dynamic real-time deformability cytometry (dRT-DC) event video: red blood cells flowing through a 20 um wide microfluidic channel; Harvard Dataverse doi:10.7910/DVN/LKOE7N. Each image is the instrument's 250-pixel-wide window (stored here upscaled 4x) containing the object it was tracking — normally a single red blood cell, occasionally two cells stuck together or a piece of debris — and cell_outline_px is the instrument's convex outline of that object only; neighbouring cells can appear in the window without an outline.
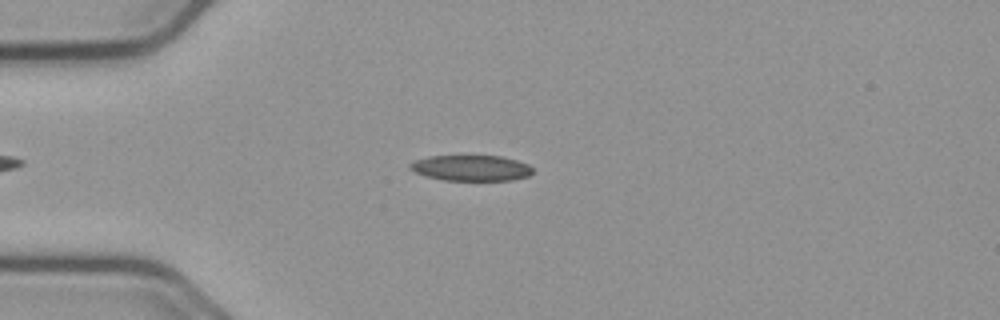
{"species": "common noctule bat (a hibernating species)", "species_latin": "Nyctalus noctula", "temperature_condition": "cold", "stored_images_in_passage": 20, "camera_frame_rate_fps": 3000, "um_per_image_px": 0.085, "animal": {"sex": "male", "body_mass_g": 23.1, "forearm_length_mm": 52.7}, "frame": {"image": 1, "passage_image": 14, "time_ms": 4.333, "image_size_px": [1000, 320], "cell_outline_px": [[532, 172], [528, 176], [512, 180], [440, 180], [424, 176], [408, 168], [408, 164], [416, 160], [428, 156], [500, 156], [516, 160], [528, 164], [532, 168]], "centroid_in_image_um": [40.01, 14.28], "position_along_channel_um": 45.0, "area_um2": 18.38}}
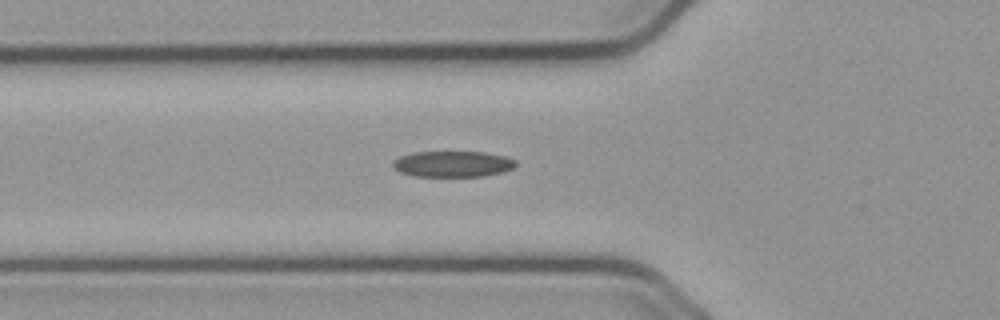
{"frame": {"image": 2, "passage_image": 19, "time_ms": 6.0, "image_size_px": [1000, 320], "cell_outline_px": [[516, 164], [512, 168], [504, 172], [484, 176], [412, 176], [400, 172], [392, 168], [392, 160], [400, 156], [412, 152], [484, 152], [504, 156], [516, 160]], "centroid_in_image_um": [38.44, 13.94], "position_along_channel_um": 87.4, "area_um2": 18.73}}